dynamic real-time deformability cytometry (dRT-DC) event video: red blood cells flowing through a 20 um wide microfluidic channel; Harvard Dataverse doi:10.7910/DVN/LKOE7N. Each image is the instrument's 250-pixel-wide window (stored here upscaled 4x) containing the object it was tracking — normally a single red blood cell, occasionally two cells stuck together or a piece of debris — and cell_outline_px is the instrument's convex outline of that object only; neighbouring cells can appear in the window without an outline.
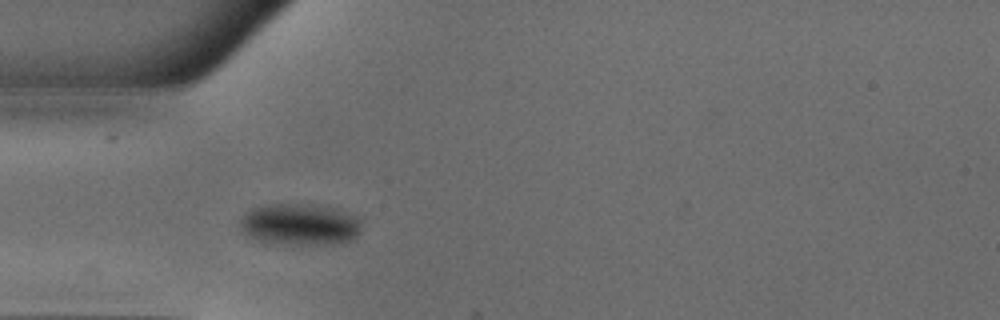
{"species": "common noctule bat (a hibernating species)", "species_latin": "Nyctalus noctula", "temperature_condition": "warm", "stored_images_in_passage": 37, "camera_frame_rate_fps": 3000, "um_per_image_px": 0.085, "animal": {"sex": "male", "body_mass_g": 18.8}, "frame": {"image": 1, "passage_image": 1, "time_ms": 0.0, "image_size_px": [1000, 320], "cell_outline_px": [[360, 232], [352, 240], [336, 244], [292, 248], [256, 240], [248, 236], [244, 232], [240, 224], [240, 220], [244, 212], [252, 208], [268, 204], [308, 204], [336, 208], [348, 212], [360, 220]], "centroid_in_image_um": [25.48, 19.13], "position_along_channel_um": 59.5, "area_um2": 30.63}}
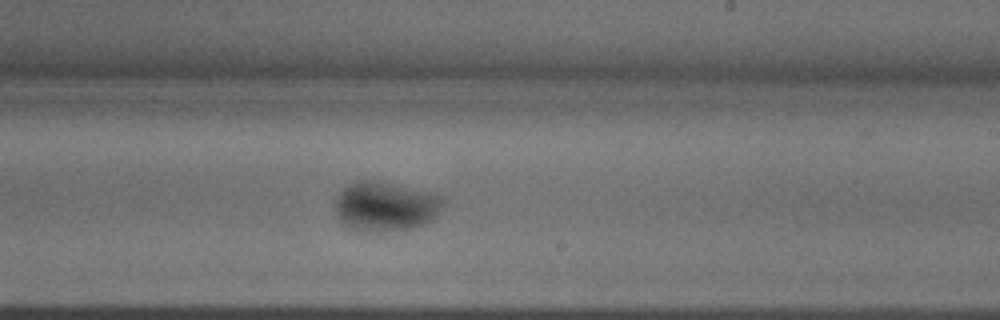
{"frame": {"image": 2, "passage_image": 16, "time_ms": 5.0, "image_size_px": [1000, 320], "cell_outline_px": [[444, 204], [436, 216], [432, 220], [424, 224], [408, 228], [348, 228], [336, 216], [336, 196], [348, 184], [360, 180], [380, 180], [444, 196]], "centroid_in_image_um": [32.78, 17.47], "position_along_channel_um": 256.2, "area_um2": 30.29}}
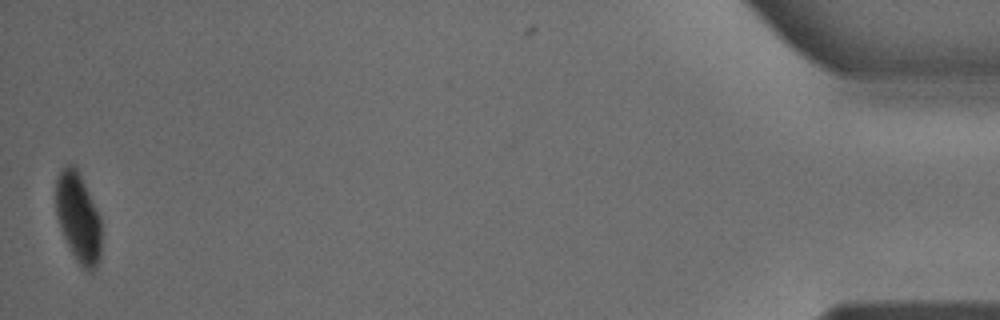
{"frame": {"image": 3, "passage_image": 36, "time_ms": 11.667, "image_size_px": [1000, 320], "cell_outline_px": [[100, 260], [96, 268], [92, 272], [88, 272], [76, 260], [64, 236], [56, 216], [56, 176], [64, 164], [76, 164], [100, 216]], "centroid_in_image_um": [6.65, 18.44], "position_along_channel_um": 428.6, "area_um2": 23.93}}